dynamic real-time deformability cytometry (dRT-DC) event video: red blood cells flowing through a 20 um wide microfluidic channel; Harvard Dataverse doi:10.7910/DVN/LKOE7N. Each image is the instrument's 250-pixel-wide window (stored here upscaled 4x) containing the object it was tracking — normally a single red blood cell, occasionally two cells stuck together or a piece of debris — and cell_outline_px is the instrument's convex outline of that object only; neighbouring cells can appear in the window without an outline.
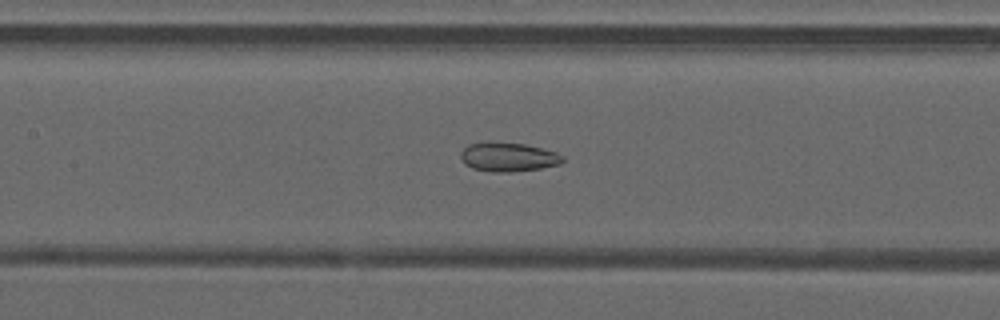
{"species": "common noctule bat (a hibernating species)", "species_latin": "Nyctalus noctula", "temperature_condition": "warm", "stored_images_in_passage": 41, "camera_frame_rate_fps": 3000, "um_per_image_px": 0.085, "animal": {"sex": "male", "forearm_length_mm": 52.5}, "frame": {"image": 1, "passage_image": 22, "time_ms": 7.0, "image_size_px": [1000, 320], "cell_outline_px": [[564, 160], [560, 164], [540, 168], [512, 172], [492, 172], [472, 168], [464, 164], [460, 156], [460, 152], [468, 144], [484, 140], [524, 144], [556, 152], [564, 156]], "centroid_in_image_um": [43.15, 13.33], "position_along_channel_um": 164.3, "area_um2": 17.57}}
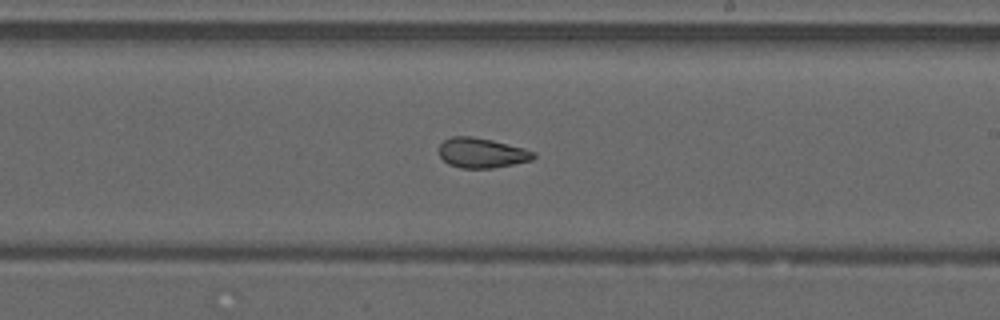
{"frame": {"image": 2, "passage_image": 28, "time_ms": 9.0, "image_size_px": [1000, 320], "cell_outline_px": [[536, 156], [532, 160], [492, 168], [460, 168], [448, 164], [440, 156], [440, 144], [444, 140], [452, 136], [472, 136], [492, 140], [524, 148], [536, 152]], "centroid_in_image_um": [40.96, 12.99], "position_along_channel_um": 248.0, "area_um2": 16.47}}
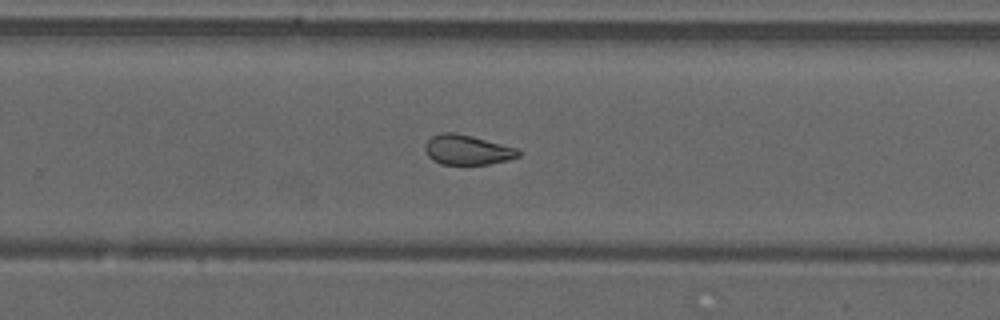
{"frame": {"image": 3, "passage_image": 31, "time_ms": 10.0, "image_size_px": [1000, 320], "cell_outline_px": [[520, 156], [508, 160], [488, 164], [440, 164], [432, 160], [428, 156], [424, 148], [424, 144], [432, 136], [440, 132], [456, 132], [472, 136], [516, 148], [520, 152]], "centroid_in_image_um": [39.68, 12.73], "position_along_channel_um": 290.1, "area_um2": 16.24}, "authors_computed_cell_mechanics": {"area_um2": 18.0336, "velocity_mm_per_s": 4.2159, "shape_relaxation_time_tau1_ms": null, "shape_relaxation_time_tau2_ms": 1.6124, "deformation_change_tau1": null, "deformation_change_tau2": 0.0833}}